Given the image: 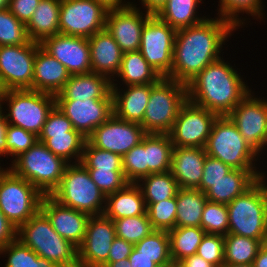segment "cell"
Masks as SVG:
<instances>
[{
    "label": "cell",
    "mask_w": 267,
    "mask_h": 267,
    "mask_svg": "<svg viewBox=\"0 0 267 267\" xmlns=\"http://www.w3.org/2000/svg\"><path fill=\"white\" fill-rule=\"evenodd\" d=\"M214 16L176 31L172 70L166 78L187 85L206 66L225 55L226 43L239 30L229 21Z\"/></svg>",
    "instance_id": "cell-1"
},
{
    "label": "cell",
    "mask_w": 267,
    "mask_h": 267,
    "mask_svg": "<svg viewBox=\"0 0 267 267\" xmlns=\"http://www.w3.org/2000/svg\"><path fill=\"white\" fill-rule=\"evenodd\" d=\"M227 59L209 64L186 85L189 101L218 116H227L253 89Z\"/></svg>",
    "instance_id": "cell-2"
},
{
    "label": "cell",
    "mask_w": 267,
    "mask_h": 267,
    "mask_svg": "<svg viewBox=\"0 0 267 267\" xmlns=\"http://www.w3.org/2000/svg\"><path fill=\"white\" fill-rule=\"evenodd\" d=\"M204 148L208 156L221 160L232 169H267V165L263 163L265 158L262 159L261 155L245 141L228 116L217 117Z\"/></svg>",
    "instance_id": "cell-3"
},
{
    "label": "cell",
    "mask_w": 267,
    "mask_h": 267,
    "mask_svg": "<svg viewBox=\"0 0 267 267\" xmlns=\"http://www.w3.org/2000/svg\"><path fill=\"white\" fill-rule=\"evenodd\" d=\"M267 175L227 204L228 233L267 243Z\"/></svg>",
    "instance_id": "cell-4"
},
{
    "label": "cell",
    "mask_w": 267,
    "mask_h": 267,
    "mask_svg": "<svg viewBox=\"0 0 267 267\" xmlns=\"http://www.w3.org/2000/svg\"><path fill=\"white\" fill-rule=\"evenodd\" d=\"M17 239L58 267H79L78 248L53 229L41 210L17 229Z\"/></svg>",
    "instance_id": "cell-5"
},
{
    "label": "cell",
    "mask_w": 267,
    "mask_h": 267,
    "mask_svg": "<svg viewBox=\"0 0 267 267\" xmlns=\"http://www.w3.org/2000/svg\"><path fill=\"white\" fill-rule=\"evenodd\" d=\"M7 164L16 176L29 181L43 195H51L59 186L69 163L38 141Z\"/></svg>",
    "instance_id": "cell-6"
},
{
    "label": "cell",
    "mask_w": 267,
    "mask_h": 267,
    "mask_svg": "<svg viewBox=\"0 0 267 267\" xmlns=\"http://www.w3.org/2000/svg\"><path fill=\"white\" fill-rule=\"evenodd\" d=\"M0 102L7 124L23 128L36 136L41 133L48 114L56 105L54 95L30 89L3 91Z\"/></svg>",
    "instance_id": "cell-7"
},
{
    "label": "cell",
    "mask_w": 267,
    "mask_h": 267,
    "mask_svg": "<svg viewBox=\"0 0 267 267\" xmlns=\"http://www.w3.org/2000/svg\"><path fill=\"white\" fill-rule=\"evenodd\" d=\"M50 196L61 205L91 216L102 215L105 211L106 196L80 162L67 165L59 186Z\"/></svg>",
    "instance_id": "cell-8"
},
{
    "label": "cell",
    "mask_w": 267,
    "mask_h": 267,
    "mask_svg": "<svg viewBox=\"0 0 267 267\" xmlns=\"http://www.w3.org/2000/svg\"><path fill=\"white\" fill-rule=\"evenodd\" d=\"M188 100L187 86L176 80L162 77L151 84L149 101L142 121L146 133L168 134L181 106Z\"/></svg>",
    "instance_id": "cell-9"
},
{
    "label": "cell",
    "mask_w": 267,
    "mask_h": 267,
    "mask_svg": "<svg viewBox=\"0 0 267 267\" xmlns=\"http://www.w3.org/2000/svg\"><path fill=\"white\" fill-rule=\"evenodd\" d=\"M43 194L8 167L0 173V211L18 229L40 210Z\"/></svg>",
    "instance_id": "cell-10"
},
{
    "label": "cell",
    "mask_w": 267,
    "mask_h": 267,
    "mask_svg": "<svg viewBox=\"0 0 267 267\" xmlns=\"http://www.w3.org/2000/svg\"><path fill=\"white\" fill-rule=\"evenodd\" d=\"M259 93L252 90L227 116L263 158L267 147V98Z\"/></svg>",
    "instance_id": "cell-11"
},
{
    "label": "cell",
    "mask_w": 267,
    "mask_h": 267,
    "mask_svg": "<svg viewBox=\"0 0 267 267\" xmlns=\"http://www.w3.org/2000/svg\"><path fill=\"white\" fill-rule=\"evenodd\" d=\"M40 43L0 46V90H32L36 50Z\"/></svg>",
    "instance_id": "cell-12"
},
{
    "label": "cell",
    "mask_w": 267,
    "mask_h": 267,
    "mask_svg": "<svg viewBox=\"0 0 267 267\" xmlns=\"http://www.w3.org/2000/svg\"><path fill=\"white\" fill-rule=\"evenodd\" d=\"M107 11L96 0H61L60 34L89 38L105 29Z\"/></svg>",
    "instance_id": "cell-13"
},
{
    "label": "cell",
    "mask_w": 267,
    "mask_h": 267,
    "mask_svg": "<svg viewBox=\"0 0 267 267\" xmlns=\"http://www.w3.org/2000/svg\"><path fill=\"white\" fill-rule=\"evenodd\" d=\"M176 30L152 15L141 33L139 52L161 77H167L172 70V58Z\"/></svg>",
    "instance_id": "cell-14"
},
{
    "label": "cell",
    "mask_w": 267,
    "mask_h": 267,
    "mask_svg": "<svg viewBox=\"0 0 267 267\" xmlns=\"http://www.w3.org/2000/svg\"><path fill=\"white\" fill-rule=\"evenodd\" d=\"M218 115L187 100L168 133L173 147L204 148Z\"/></svg>",
    "instance_id": "cell-15"
},
{
    "label": "cell",
    "mask_w": 267,
    "mask_h": 267,
    "mask_svg": "<svg viewBox=\"0 0 267 267\" xmlns=\"http://www.w3.org/2000/svg\"><path fill=\"white\" fill-rule=\"evenodd\" d=\"M115 237L112 219L104 214L90 216L85 237L78 247L79 267H102L108 260Z\"/></svg>",
    "instance_id": "cell-16"
},
{
    "label": "cell",
    "mask_w": 267,
    "mask_h": 267,
    "mask_svg": "<svg viewBox=\"0 0 267 267\" xmlns=\"http://www.w3.org/2000/svg\"><path fill=\"white\" fill-rule=\"evenodd\" d=\"M146 134L140 124L125 121L113 114L97 127L87 140L96 148L108 150L123 157L138 145Z\"/></svg>",
    "instance_id": "cell-17"
},
{
    "label": "cell",
    "mask_w": 267,
    "mask_h": 267,
    "mask_svg": "<svg viewBox=\"0 0 267 267\" xmlns=\"http://www.w3.org/2000/svg\"><path fill=\"white\" fill-rule=\"evenodd\" d=\"M56 105L85 138L114 114L113 98L56 100Z\"/></svg>",
    "instance_id": "cell-18"
},
{
    "label": "cell",
    "mask_w": 267,
    "mask_h": 267,
    "mask_svg": "<svg viewBox=\"0 0 267 267\" xmlns=\"http://www.w3.org/2000/svg\"><path fill=\"white\" fill-rule=\"evenodd\" d=\"M40 46L62 63L70 75L92 72L88 38L59 33L44 39Z\"/></svg>",
    "instance_id": "cell-19"
},
{
    "label": "cell",
    "mask_w": 267,
    "mask_h": 267,
    "mask_svg": "<svg viewBox=\"0 0 267 267\" xmlns=\"http://www.w3.org/2000/svg\"><path fill=\"white\" fill-rule=\"evenodd\" d=\"M151 16L134 6L108 10L105 28L123 53L139 51L142 29Z\"/></svg>",
    "instance_id": "cell-20"
},
{
    "label": "cell",
    "mask_w": 267,
    "mask_h": 267,
    "mask_svg": "<svg viewBox=\"0 0 267 267\" xmlns=\"http://www.w3.org/2000/svg\"><path fill=\"white\" fill-rule=\"evenodd\" d=\"M40 210L47 216L53 229L77 248L83 242L91 215L58 203L50 195H44Z\"/></svg>",
    "instance_id": "cell-21"
},
{
    "label": "cell",
    "mask_w": 267,
    "mask_h": 267,
    "mask_svg": "<svg viewBox=\"0 0 267 267\" xmlns=\"http://www.w3.org/2000/svg\"><path fill=\"white\" fill-rule=\"evenodd\" d=\"M206 156L205 148L173 147L170 172L179 188L199 187Z\"/></svg>",
    "instance_id": "cell-22"
},
{
    "label": "cell",
    "mask_w": 267,
    "mask_h": 267,
    "mask_svg": "<svg viewBox=\"0 0 267 267\" xmlns=\"http://www.w3.org/2000/svg\"><path fill=\"white\" fill-rule=\"evenodd\" d=\"M88 42L92 72L112 81L121 66L123 52L120 47L106 28L89 37Z\"/></svg>",
    "instance_id": "cell-23"
},
{
    "label": "cell",
    "mask_w": 267,
    "mask_h": 267,
    "mask_svg": "<svg viewBox=\"0 0 267 267\" xmlns=\"http://www.w3.org/2000/svg\"><path fill=\"white\" fill-rule=\"evenodd\" d=\"M66 67L41 46L36 50L32 90L56 96L69 80Z\"/></svg>",
    "instance_id": "cell-24"
},
{
    "label": "cell",
    "mask_w": 267,
    "mask_h": 267,
    "mask_svg": "<svg viewBox=\"0 0 267 267\" xmlns=\"http://www.w3.org/2000/svg\"><path fill=\"white\" fill-rule=\"evenodd\" d=\"M151 84L112 86L114 114L125 121L142 124Z\"/></svg>",
    "instance_id": "cell-25"
},
{
    "label": "cell",
    "mask_w": 267,
    "mask_h": 267,
    "mask_svg": "<svg viewBox=\"0 0 267 267\" xmlns=\"http://www.w3.org/2000/svg\"><path fill=\"white\" fill-rule=\"evenodd\" d=\"M91 98H113L112 81L105 75L94 72L70 75L56 100H85Z\"/></svg>",
    "instance_id": "cell-26"
},
{
    "label": "cell",
    "mask_w": 267,
    "mask_h": 267,
    "mask_svg": "<svg viewBox=\"0 0 267 267\" xmlns=\"http://www.w3.org/2000/svg\"><path fill=\"white\" fill-rule=\"evenodd\" d=\"M265 175L267 171L264 170L233 169L224 178L212 183L205 196L208 201L227 205Z\"/></svg>",
    "instance_id": "cell-27"
},
{
    "label": "cell",
    "mask_w": 267,
    "mask_h": 267,
    "mask_svg": "<svg viewBox=\"0 0 267 267\" xmlns=\"http://www.w3.org/2000/svg\"><path fill=\"white\" fill-rule=\"evenodd\" d=\"M147 214V206L140 187L128 183L124 188L106 196L104 215L119 219Z\"/></svg>",
    "instance_id": "cell-28"
},
{
    "label": "cell",
    "mask_w": 267,
    "mask_h": 267,
    "mask_svg": "<svg viewBox=\"0 0 267 267\" xmlns=\"http://www.w3.org/2000/svg\"><path fill=\"white\" fill-rule=\"evenodd\" d=\"M161 78L139 51L125 52L122 55L120 70L112 80V86L155 84Z\"/></svg>",
    "instance_id": "cell-29"
},
{
    "label": "cell",
    "mask_w": 267,
    "mask_h": 267,
    "mask_svg": "<svg viewBox=\"0 0 267 267\" xmlns=\"http://www.w3.org/2000/svg\"><path fill=\"white\" fill-rule=\"evenodd\" d=\"M217 2L218 7L215 10L217 13L214 15L229 21L237 29L245 28V26L247 28L249 23L252 24L251 20L256 19L258 24H261V21L265 23L267 19L264 0H219Z\"/></svg>",
    "instance_id": "cell-30"
},
{
    "label": "cell",
    "mask_w": 267,
    "mask_h": 267,
    "mask_svg": "<svg viewBox=\"0 0 267 267\" xmlns=\"http://www.w3.org/2000/svg\"><path fill=\"white\" fill-rule=\"evenodd\" d=\"M205 0H167L165 6L156 15L173 29L180 30L200 24L210 15L199 13ZM201 6V7H200ZM200 7V9H199ZM199 11V12H198Z\"/></svg>",
    "instance_id": "cell-31"
},
{
    "label": "cell",
    "mask_w": 267,
    "mask_h": 267,
    "mask_svg": "<svg viewBox=\"0 0 267 267\" xmlns=\"http://www.w3.org/2000/svg\"><path fill=\"white\" fill-rule=\"evenodd\" d=\"M61 0H41L32 18L26 25L30 41L41 43L44 39L57 35Z\"/></svg>",
    "instance_id": "cell-32"
},
{
    "label": "cell",
    "mask_w": 267,
    "mask_h": 267,
    "mask_svg": "<svg viewBox=\"0 0 267 267\" xmlns=\"http://www.w3.org/2000/svg\"><path fill=\"white\" fill-rule=\"evenodd\" d=\"M175 227H200L207 198L199 189L179 188Z\"/></svg>",
    "instance_id": "cell-33"
},
{
    "label": "cell",
    "mask_w": 267,
    "mask_h": 267,
    "mask_svg": "<svg viewBox=\"0 0 267 267\" xmlns=\"http://www.w3.org/2000/svg\"><path fill=\"white\" fill-rule=\"evenodd\" d=\"M173 144L168 134L145 135L146 165L148 175L170 171Z\"/></svg>",
    "instance_id": "cell-34"
},
{
    "label": "cell",
    "mask_w": 267,
    "mask_h": 267,
    "mask_svg": "<svg viewBox=\"0 0 267 267\" xmlns=\"http://www.w3.org/2000/svg\"><path fill=\"white\" fill-rule=\"evenodd\" d=\"M85 138L73 129L68 134L51 135V138H38L53 154L63 158L69 164L79 163L82 159Z\"/></svg>",
    "instance_id": "cell-35"
},
{
    "label": "cell",
    "mask_w": 267,
    "mask_h": 267,
    "mask_svg": "<svg viewBox=\"0 0 267 267\" xmlns=\"http://www.w3.org/2000/svg\"><path fill=\"white\" fill-rule=\"evenodd\" d=\"M170 256L172 262H180L188 256L196 254L203 236L206 234L201 227H175L168 231Z\"/></svg>",
    "instance_id": "cell-36"
},
{
    "label": "cell",
    "mask_w": 267,
    "mask_h": 267,
    "mask_svg": "<svg viewBox=\"0 0 267 267\" xmlns=\"http://www.w3.org/2000/svg\"><path fill=\"white\" fill-rule=\"evenodd\" d=\"M136 184L142 191L145 203H157L173 198L179 190L178 183L170 171L150 174Z\"/></svg>",
    "instance_id": "cell-37"
},
{
    "label": "cell",
    "mask_w": 267,
    "mask_h": 267,
    "mask_svg": "<svg viewBox=\"0 0 267 267\" xmlns=\"http://www.w3.org/2000/svg\"><path fill=\"white\" fill-rule=\"evenodd\" d=\"M263 243L228 233L224 236V264H252Z\"/></svg>",
    "instance_id": "cell-38"
},
{
    "label": "cell",
    "mask_w": 267,
    "mask_h": 267,
    "mask_svg": "<svg viewBox=\"0 0 267 267\" xmlns=\"http://www.w3.org/2000/svg\"><path fill=\"white\" fill-rule=\"evenodd\" d=\"M3 261L1 267H58L53 262L38 256L28 246L22 244L18 239L0 248V259Z\"/></svg>",
    "instance_id": "cell-39"
},
{
    "label": "cell",
    "mask_w": 267,
    "mask_h": 267,
    "mask_svg": "<svg viewBox=\"0 0 267 267\" xmlns=\"http://www.w3.org/2000/svg\"><path fill=\"white\" fill-rule=\"evenodd\" d=\"M134 249L155 262L158 266H170L169 233L164 230H153L148 236L134 245Z\"/></svg>",
    "instance_id": "cell-40"
},
{
    "label": "cell",
    "mask_w": 267,
    "mask_h": 267,
    "mask_svg": "<svg viewBox=\"0 0 267 267\" xmlns=\"http://www.w3.org/2000/svg\"><path fill=\"white\" fill-rule=\"evenodd\" d=\"M87 170L123 171L122 157L108 150L94 147L88 140L84 144L80 162Z\"/></svg>",
    "instance_id": "cell-41"
},
{
    "label": "cell",
    "mask_w": 267,
    "mask_h": 267,
    "mask_svg": "<svg viewBox=\"0 0 267 267\" xmlns=\"http://www.w3.org/2000/svg\"><path fill=\"white\" fill-rule=\"evenodd\" d=\"M112 220L115 225L116 236L133 245H136L154 230L148 214Z\"/></svg>",
    "instance_id": "cell-42"
},
{
    "label": "cell",
    "mask_w": 267,
    "mask_h": 267,
    "mask_svg": "<svg viewBox=\"0 0 267 267\" xmlns=\"http://www.w3.org/2000/svg\"><path fill=\"white\" fill-rule=\"evenodd\" d=\"M200 227L208 234L223 236L228 234L229 218L227 205L207 200L202 212Z\"/></svg>",
    "instance_id": "cell-43"
},
{
    "label": "cell",
    "mask_w": 267,
    "mask_h": 267,
    "mask_svg": "<svg viewBox=\"0 0 267 267\" xmlns=\"http://www.w3.org/2000/svg\"><path fill=\"white\" fill-rule=\"evenodd\" d=\"M147 214L154 230L169 231L175 228L176 196L157 203H146Z\"/></svg>",
    "instance_id": "cell-44"
},
{
    "label": "cell",
    "mask_w": 267,
    "mask_h": 267,
    "mask_svg": "<svg viewBox=\"0 0 267 267\" xmlns=\"http://www.w3.org/2000/svg\"><path fill=\"white\" fill-rule=\"evenodd\" d=\"M29 41L26 25L20 22L9 9L0 10V46L23 45Z\"/></svg>",
    "instance_id": "cell-45"
},
{
    "label": "cell",
    "mask_w": 267,
    "mask_h": 267,
    "mask_svg": "<svg viewBox=\"0 0 267 267\" xmlns=\"http://www.w3.org/2000/svg\"><path fill=\"white\" fill-rule=\"evenodd\" d=\"M122 169L129 183H137L141 178L148 176L145 136L138 145L134 146L122 157Z\"/></svg>",
    "instance_id": "cell-46"
},
{
    "label": "cell",
    "mask_w": 267,
    "mask_h": 267,
    "mask_svg": "<svg viewBox=\"0 0 267 267\" xmlns=\"http://www.w3.org/2000/svg\"><path fill=\"white\" fill-rule=\"evenodd\" d=\"M38 142V136L23 128L7 124L6 158L11 162ZM11 157V158H10Z\"/></svg>",
    "instance_id": "cell-47"
},
{
    "label": "cell",
    "mask_w": 267,
    "mask_h": 267,
    "mask_svg": "<svg viewBox=\"0 0 267 267\" xmlns=\"http://www.w3.org/2000/svg\"><path fill=\"white\" fill-rule=\"evenodd\" d=\"M196 254L215 267L224 265V236L206 233L198 246Z\"/></svg>",
    "instance_id": "cell-48"
},
{
    "label": "cell",
    "mask_w": 267,
    "mask_h": 267,
    "mask_svg": "<svg viewBox=\"0 0 267 267\" xmlns=\"http://www.w3.org/2000/svg\"><path fill=\"white\" fill-rule=\"evenodd\" d=\"M88 172L105 196L124 188L129 183L123 171L88 170Z\"/></svg>",
    "instance_id": "cell-49"
},
{
    "label": "cell",
    "mask_w": 267,
    "mask_h": 267,
    "mask_svg": "<svg viewBox=\"0 0 267 267\" xmlns=\"http://www.w3.org/2000/svg\"><path fill=\"white\" fill-rule=\"evenodd\" d=\"M232 170L233 169L230 166L226 165L221 160L207 155L204 162L201 183L197 189L205 193L209 188L212 187V183L221 180Z\"/></svg>",
    "instance_id": "cell-50"
},
{
    "label": "cell",
    "mask_w": 267,
    "mask_h": 267,
    "mask_svg": "<svg viewBox=\"0 0 267 267\" xmlns=\"http://www.w3.org/2000/svg\"><path fill=\"white\" fill-rule=\"evenodd\" d=\"M73 129L72 122L58 106L55 105L48 114L47 120L38 138H51V135L68 134V132Z\"/></svg>",
    "instance_id": "cell-51"
},
{
    "label": "cell",
    "mask_w": 267,
    "mask_h": 267,
    "mask_svg": "<svg viewBox=\"0 0 267 267\" xmlns=\"http://www.w3.org/2000/svg\"><path fill=\"white\" fill-rule=\"evenodd\" d=\"M41 0H10L9 11L27 25Z\"/></svg>",
    "instance_id": "cell-52"
},
{
    "label": "cell",
    "mask_w": 267,
    "mask_h": 267,
    "mask_svg": "<svg viewBox=\"0 0 267 267\" xmlns=\"http://www.w3.org/2000/svg\"><path fill=\"white\" fill-rule=\"evenodd\" d=\"M133 248V244L116 236L112 242L107 262H117L122 259H128Z\"/></svg>",
    "instance_id": "cell-53"
},
{
    "label": "cell",
    "mask_w": 267,
    "mask_h": 267,
    "mask_svg": "<svg viewBox=\"0 0 267 267\" xmlns=\"http://www.w3.org/2000/svg\"><path fill=\"white\" fill-rule=\"evenodd\" d=\"M17 239V229L0 211V248Z\"/></svg>",
    "instance_id": "cell-54"
},
{
    "label": "cell",
    "mask_w": 267,
    "mask_h": 267,
    "mask_svg": "<svg viewBox=\"0 0 267 267\" xmlns=\"http://www.w3.org/2000/svg\"><path fill=\"white\" fill-rule=\"evenodd\" d=\"M133 0V6L150 15H157L167 3V0ZM141 3V4H136ZM141 5V6H139ZM139 6V7H138Z\"/></svg>",
    "instance_id": "cell-55"
},
{
    "label": "cell",
    "mask_w": 267,
    "mask_h": 267,
    "mask_svg": "<svg viewBox=\"0 0 267 267\" xmlns=\"http://www.w3.org/2000/svg\"><path fill=\"white\" fill-rule=\"evenodd\" d=\"M128 261L131 267H158V265L152 261V259L141 255L134 248L128 257Z\"/></svg>",
    "instance_id": "cell-56"
},
{
    "label": "cell",
    "mask_w": 267,
    "mask_h": 267,
    "mask_svg": "<svg viewBox=\"0 0 267 267\" xmlns=\"http://www.w3.org/2000/svg\"><path fill=\"white\" fill-rule=\"evenodd\" d=\"M6 128L7 122L4 118V108L0 102V159L6 158Z\"/></svg>",
    "instance_id": "cell-57"
},
{
    "label": "cell",
    "mask_w": 267,
    "mask_h": 267,
    "mask_svg": "<svg viewBox=\"0 0 267 267\" xmlns=\"http://www.w3.org/2000/svg\"><path fill=\"white\" fill-rule=\"evenodd\" d=\"M186 267H215L213 264L207 262L201 256L194 254L188 256L181 261Z\"/></svg>",
    "instance_id": "cell-58"
},
{
    "label": "cell",
    "mask_w": 267,
    "mask_h": 267,
    "mask_svg": "<svg viewBox=\"0 0 267 267\" xmlns=\"http://www.w3.org/2000/svg\"><path fill=\"white\" fill-rule=\"evenodd\" d=\"M100 2L107 10L123 9L133 6V0H96Z\"/></svg>",
    "instance_id": "cell-59"
},
{
    "label": "cell",
    "mask_w": 267,
    "mask_h": 267,
    "mask_svg": "<svg viewBox=\"0 0 267 267\" xmlns=\"http://www.w3.org/2000/svg\"><path fill=\"white\" fill-rule=\"evenodd\" d=\"M254 267H267V243H264L254 259Z\"/></svg>",
    "instance_id": "cell-60"
},
{
    "label": "cell",
    "mask_w": 267,
    "mask_h": 267,
    "mask_svg": "<svg viewBox=\"0 0 267 267\" xmlns=\"http://www.w3.org/2000/svg\"><path fill=\"white\" fill-rule=\"evenodd\" d=\"M102 267H131L128 259H122L117 262H106Z\"/></svg>",
    "instance_id": "cell-61"
},
{
    "label": "cell",
    "mask_w": 267,
    "mask_h": 267,
    "mask_svg": "<svg viewBox=\"0 0 267 267\" xmlns=\"http://www.w3.org/2000/svg\"><path fill=\"white\" fill-rule=\"evenodd\" d=\"M222 267H254L252 264H224Z\"/></svg>",
    "instance_id": "cell-62"
},
{
    "label": "cell",
    "mask_w": 267,
    "mask_h": 267,
    "mask_svg": "<svg viewBox=\"0 0 267 267\" xmlns=\"http://www.w3.org/2000/svg\"><path fill=\"white\" fill-rule=\"evenodd\" d=\"M10 0H0V10L9 9Z\"/></svg>",
    "instance_id": "cell-63"
},
{
    "label": "cell",
    "mask_w": 267,
    "mask_h": 267,
    "mask_svg": "<svg viewBox=\"0 0 267 267\" xmlns=\"http://www.w3.org/2000/svg\"><path fill=\"white\" fill-rule=\"evenodd\" d=\"M170 267H186L181 261L180 262H173Z\"/></svg>",
    "instance_id": "cell-64"
},
{
    "label": "cell",
    "mask_w": 267,
    "mask_h": 267,
    "mask_svg": "<svg viewBox=\"0 0 267 267\" xmlns=\"http://www.w3.org/2000/svg\"><path fill=\"white\" fill-rule=\"evenodd\" d=\"M2 162H4L3 161V158L2 159H0V173L8 166V165H4V163L2 164ZM2 164V165H1ZM4 166H6V167H4Z\"/></svg>",
    "instance_id": "cell-65"
}]
</instances>
